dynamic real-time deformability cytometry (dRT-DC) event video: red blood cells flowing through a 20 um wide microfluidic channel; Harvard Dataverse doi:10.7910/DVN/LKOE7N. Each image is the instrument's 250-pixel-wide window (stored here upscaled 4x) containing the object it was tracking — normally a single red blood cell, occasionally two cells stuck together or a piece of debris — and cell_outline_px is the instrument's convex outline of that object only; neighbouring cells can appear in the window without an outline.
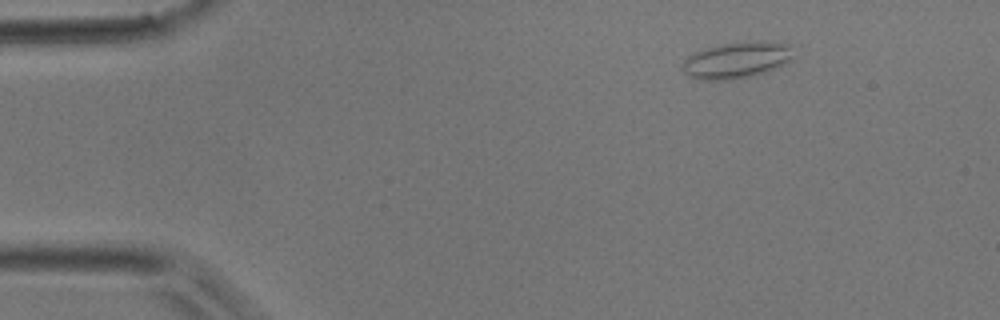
{"species": "common noctule bat (a hibernating species)", "species_latin": "Nyctalus noctula", "temperature_condition": "room temperature", "stored_images_in_passage": 40, "camera_frame_rate_fps": 3000, "um_per_image_px": 0.085, "animal": {"sex": "male", "body_mass_g": 17.9}, "frame": {"image": 1, "passage_image": 1, "time_ms": 0.0, "image_size_px": [1000, 320], "cell_outline_px": [[796, 56], [792, 60], [784, 64], [764, 72], [752, 76], [732, 80], [700, 80], [684, 72], [684, 60], [692, 52], [704, 48], [720, 44], [760, 40], [772, 40], [792, 44]], "centroid_in_image_um": [62.71, 5.07], "position_along_channel_um": 22.3, "area_um2": 24.04}}
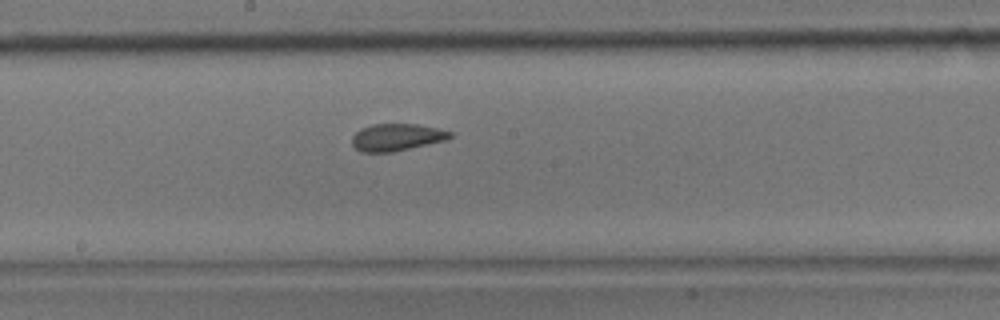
{"frame": {"image": 2, "passage_image": 19, "time_ms": 6.0, "image_size_px": [1000, 320], "cell_outline_px": [[452, 136], [444, 140], [428, 144], [392, 152], [360, 152], [352, 144], [352, 136], [360, 128], [372, 124], [416, 124], [440, 128], [452, 132]], "centroid_in_image_um": [33.7, 11.66], "position_along_channel_um": 214.5, "area_um2": 15.49}}
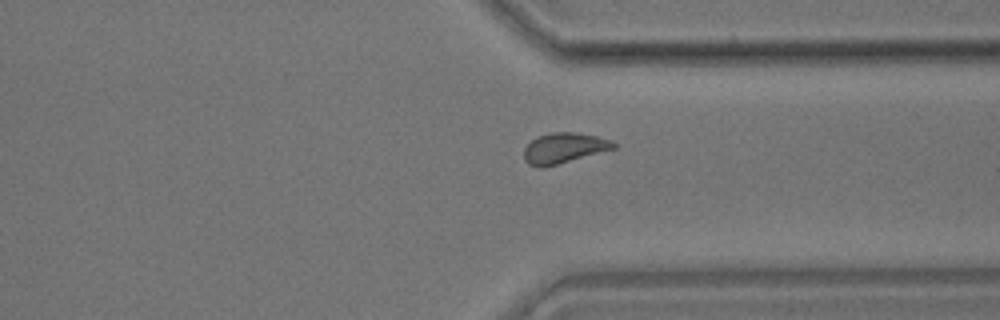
{"frame": {"image": 3, "passage_image": 29, "time_ms": 9.333, "image_size_px": [1000, 320], "cell_outline_px": [[616, 148], [556, 164], [540, 168], [528, 164], [524, 160], [524, 148], [536, 136], [552, 132], [576, 132], [596, 136], [608, 140], [616, 144]], "centroid_in_image_um": [47.89, 12.57], "position_along_channel_um": 363.5, "area_um2": 15.66}}